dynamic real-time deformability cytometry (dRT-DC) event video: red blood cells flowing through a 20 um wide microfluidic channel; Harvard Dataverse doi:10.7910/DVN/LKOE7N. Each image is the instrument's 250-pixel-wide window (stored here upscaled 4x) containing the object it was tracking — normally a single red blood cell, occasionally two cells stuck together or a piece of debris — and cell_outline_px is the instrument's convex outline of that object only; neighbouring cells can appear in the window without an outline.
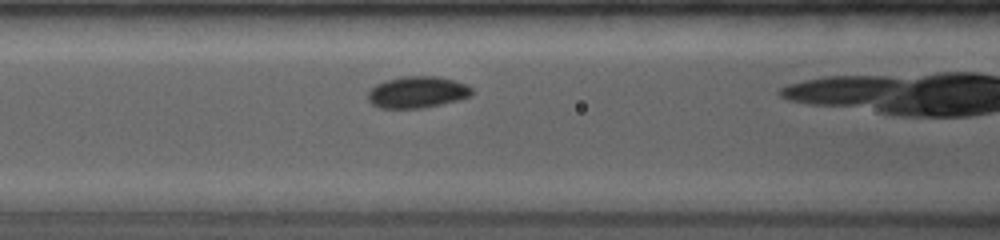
{"species": "common noctule bat (a hibernating species)", "species_latin": "Nyctalus noctula", "temperature_condition": "room temperature", "stored_images_in_passage": 41, "camera_frame_rate_fps": 4000, "um_per_image_px": 0.085, "animal": {"sex": "female", "body_mass_g": 19.0, "forearm_length_mm": 53.3}, "frame": {"image": 1, "passage_image": 10, "time_ms": 2.25, "image_size_px": [1000, 240], "cell_outline_px": [[472, 96], [424, 108], [380, 108], [372, 104], [368, 100], [368, 92], [376, 84], [384, 80], [404, 76], [436, 76], [452, 80], [464, 84], [472, 88]], "centroid_in_image_um": [35.44, 7.83], "position_along_channel_um": 131.2, "area_um2": 19.02}}
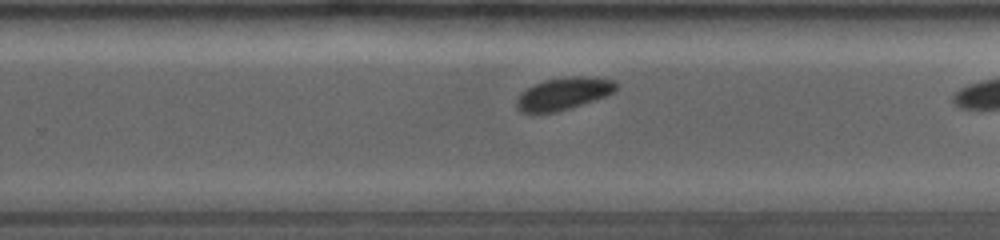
{"frame": {"image": 2, "passage_image": 25, "time_ms": 6.0, "image_size_px": [1000, 240], "cell_outline_px": [[620, 84], [612, 92], [604, 96], [556, 112], [520, 112], [516, 108], [516, 100], [520, 92], [544, 80], [564, 76], [588, 76], [616, 80]], "centroid_in_image_um": [47.89, 7.93], "position_along_channel_um": 281.9, "area_um2": 18.61}}
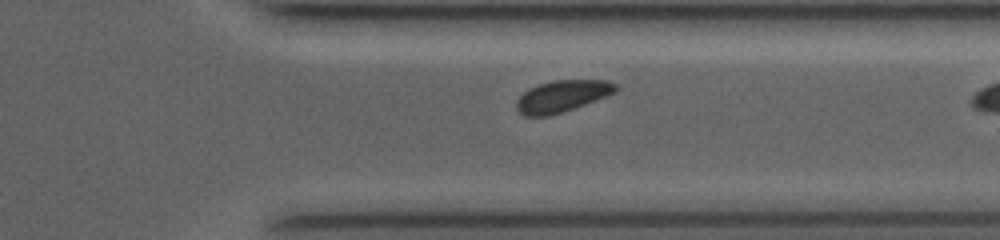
{"frame": {"image": 3, "passage_image": 33, "time_ms": 8.0, "image_size_px": [1000, 240], "cell_outline_px": [[620, 88], [616, 92], [608, 96], [548, 116], [524, 116], [516, 108], [516, 100], [524, 92], [540, 84], [552, 80], [608, 80], [616, 84]], "centroid_in_image_um": [47.81, 8.16], "position_along_channel_um": 363.6, "area_um2": 18.15}, "authors_computed_cell_mechanics": {"area_um2": 18.9584, "velocity_mm_per_s": 4.0402, "shape_relaxation_time_tau1_ms": 1.4247, "shape_relaxation_time_tau2_ms": null, "deformation_change_tau1": 0.0563, "deformation_change_tau2": null}}